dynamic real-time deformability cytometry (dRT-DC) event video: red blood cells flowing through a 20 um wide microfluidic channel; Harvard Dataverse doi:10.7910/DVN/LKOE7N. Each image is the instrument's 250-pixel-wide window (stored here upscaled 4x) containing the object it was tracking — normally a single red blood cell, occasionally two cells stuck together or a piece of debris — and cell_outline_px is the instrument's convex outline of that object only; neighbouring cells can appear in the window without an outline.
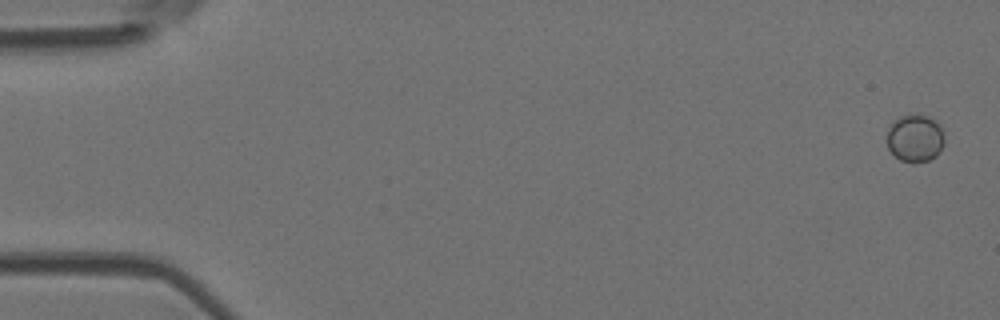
{"species": "Egyptian fruit bat (a non-hibernating species)", "species_latin": "Rousettus aegyptiacus", "temperature_condition": "room temperature", "stored_images_in_passage": 7, "camera_frame_rate_fps": 3000, "um_per_image_px": 0.085, "animal": {"sex": "female"}, "frame": {"image": 1, "passage_image": 1, "time_ms": 0.0, "image_size_px": [1000, 320], "cell_outline_px": [[944, 144], [936, 156], [928, 160], [912, 164], [900, 160], [888, 148], [888, 128], [900, 116], [916, 112], [928, 116], [940, 124], [944, 132]], "centroid_in_image_um": [77.81, 11.73], "position_along_channel_um": 7.2, "area_um2": 16.18}}
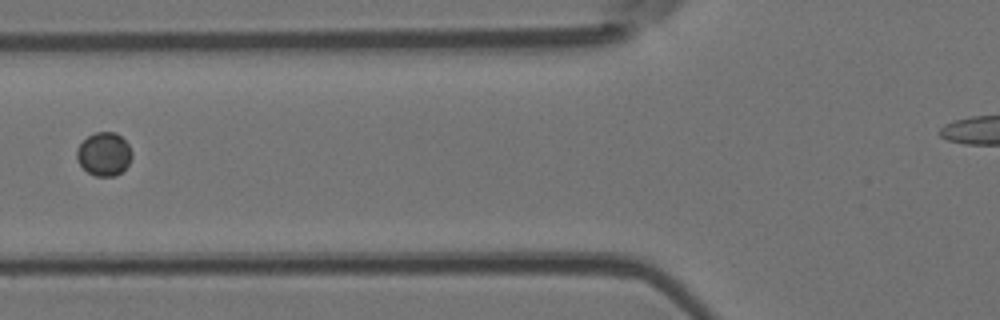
{"frame": {"image": 2, "passage_image": 6, "time_ms": 6.667, "image_size_px": [1000, 320], "cell_outline_px": [[132, 156], [128, 164], [116, 176], [96, 176], [88, 172], [76, 160], [76, 148], [88, 136], [96, 132], [116, 132], [128, 144], [132, 152]], "centroid_in_image_um": [8.83, 13.09], "position_along_channel_um": 117.0, "area_um2": 13.87}}
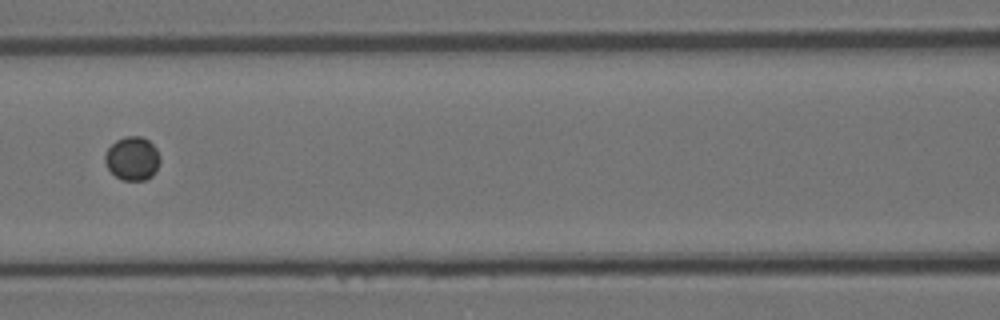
{"frame": {"image": 3, "passage_image": 7, "time_ms": 7.667, "image_size_px": [1000, 320], "cell_outline_px": [[160, 160], [152, 176], [144, 180], [120, 180], [108, 168], [104, 160], [104, 156], [108, 148], [116, 140], [124, 136], [140, 136], [148, 140], [156, 148], [160, 156]], "centroid_in_image_um": [11.24, 13.46], "position_along_channel_um": 155.4, "area_um2": 13.93}}